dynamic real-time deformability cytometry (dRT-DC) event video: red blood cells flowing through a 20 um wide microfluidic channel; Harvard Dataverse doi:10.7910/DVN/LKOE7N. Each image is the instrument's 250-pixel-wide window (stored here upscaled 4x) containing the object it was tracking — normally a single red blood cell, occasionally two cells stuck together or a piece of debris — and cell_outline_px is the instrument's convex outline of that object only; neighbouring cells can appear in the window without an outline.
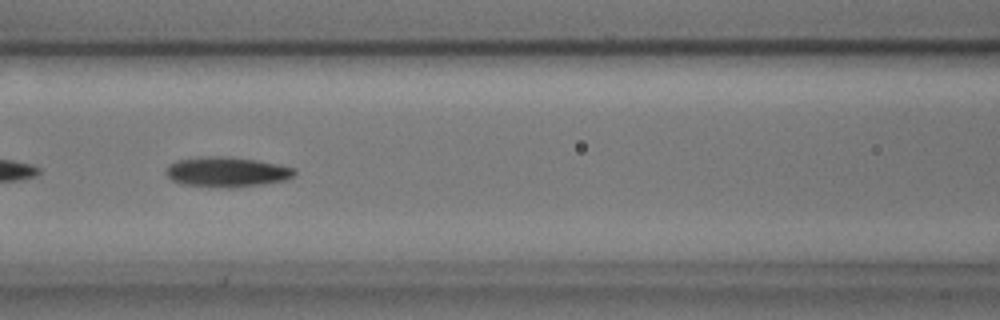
{"species": "common noctule bat (a hibernating species)", "species_latin": "Nyctalus noctula", "temperature_condition": "cold", "stored_images_in_passage": 39, "camera_frame_rate_fps": 3000, "um_per_image_px": 0.085, "animal": {"sex": "male", "body_mass_g": 17.9, "forearm_length_mm": 54.2}, "frame": {"image": 1, "passage_image": 8, "time_ms": 2.333, "image_size_px": [1000, 320], "cell_outline_px": [[296, 176], [284, 180], [264, 184], [232, 188], [228, 188], [180, 184], [172, 180], [164, 172], [168, 164], [176, 160], [200, 156], [228, 156], [256, 160], [280, 164], [296, 168]], "centroid_in_image_um": [19.28, 14.61], "position_along_channel_um": 147.3, "area_um2": 22.95}}
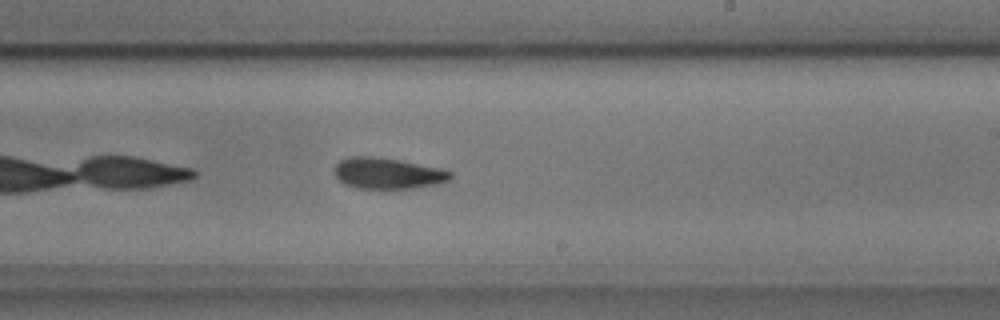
{"frame": {"image": 2, "passage_image": 17, "time_ms": 5.333, "image_size_px": [1000, 320], "cell_outline_px": [[452, 176], [448, 180], [440, 184], [416, 188], [356, 188], [344, 184], [336, 176], [336, 164], [340, 160], [348, 156], [372, 156], [400, 160], [444, 168], [452, 172]], "centroid_in_image_um": [33.0, 14.72], "position_along_channel_um": 256.0, "area_um2": 21.15}}
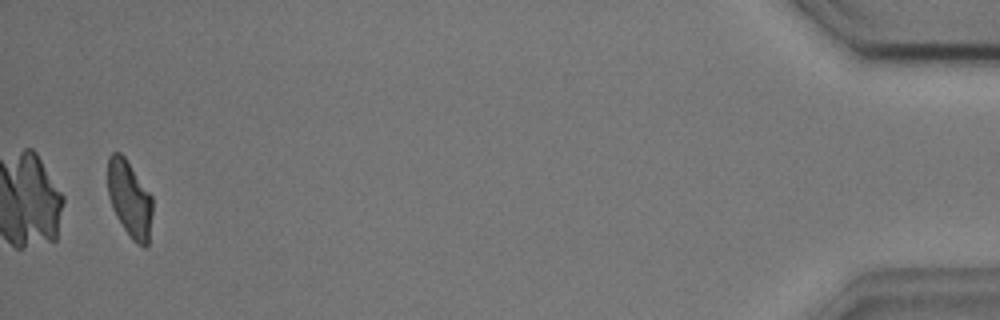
{"frame": {"image": 3, "passage_image": 38, "time_ms": 12.333, "image_size_px": [1000, 320], "cell_outline_px": [[152, 212], [148, 244], [144, 248], [136, 244], [132, 240], [116, 216], [112, 208], [108, 196], [108, 156], [112, 152], [120, 152], [124, 156], [152, 196]], "centroid_in_image_um": [11.01, 16.92], "position_along_channel_um": 424.2, "area_um2": 19.94}, "authors_computed_cell_mechanics": {"area_um2": 21.386, "velocity_mm_per_s": 3.6343, "shape_relaxation_time_tau1_ms": 2.6021, "shape_relaxation_time_tau2_ms": 3.582, "deformation_change_tau1": 0.1416, "deformation_change_tau2": 0.1111}}